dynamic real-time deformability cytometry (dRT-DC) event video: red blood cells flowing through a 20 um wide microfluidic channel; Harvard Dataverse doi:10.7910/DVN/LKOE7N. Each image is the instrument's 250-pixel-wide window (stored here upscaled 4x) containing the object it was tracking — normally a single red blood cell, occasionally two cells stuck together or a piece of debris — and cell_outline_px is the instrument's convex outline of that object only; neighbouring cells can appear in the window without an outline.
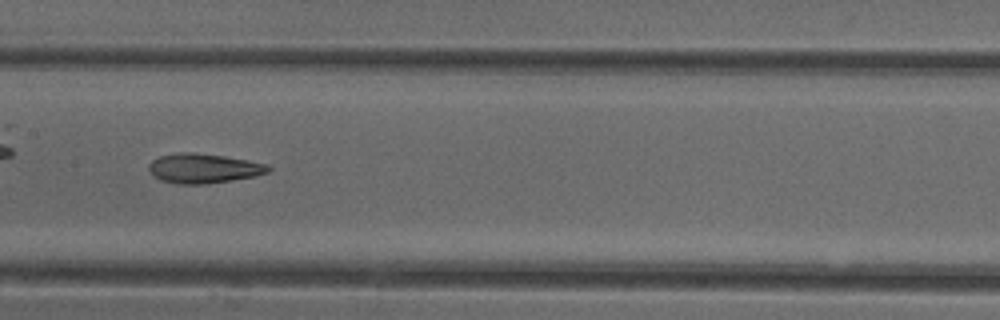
{"species": "common noctule bat (a hibernating species)", "species_latin": "Nyctalus noctula", "temperature_condition": "cold", "stored_images_in_passage": 37, "camera_frame_rate_fps": 3000, "um_per_image_px": 0.085, "animal": {"sex": "female"}, "frame": {"image": 1, "passage_image": 11, "time_ms": 3.333, "image_size_px": [1000, 320], "cell_outline_px": [[272, 168], [268, 172], [256, 176], [232, 180], [204, 184], [180, 184], [160, 180], [148, 168], [148, 164], [152, 160], [160, 156], [180, 152], [196, 152], [224, 156], [248, 160], [268, 164]], "centroid_in_image_um": [17.33, 14.3], "position_along_channel_um": 190.1, "area_um2": 20.58}, "authors_computed_cell_mechanics": {"area_um2": 20.6924, "velocity_mm_per_s": 4.0006, "shape_relaxation_time_tau1_ms": null, "shape_relaxation_time_tau2_ms": 3.0388, "deformation_change_tau1": null, "deformation_change_tau2": 0.125}}